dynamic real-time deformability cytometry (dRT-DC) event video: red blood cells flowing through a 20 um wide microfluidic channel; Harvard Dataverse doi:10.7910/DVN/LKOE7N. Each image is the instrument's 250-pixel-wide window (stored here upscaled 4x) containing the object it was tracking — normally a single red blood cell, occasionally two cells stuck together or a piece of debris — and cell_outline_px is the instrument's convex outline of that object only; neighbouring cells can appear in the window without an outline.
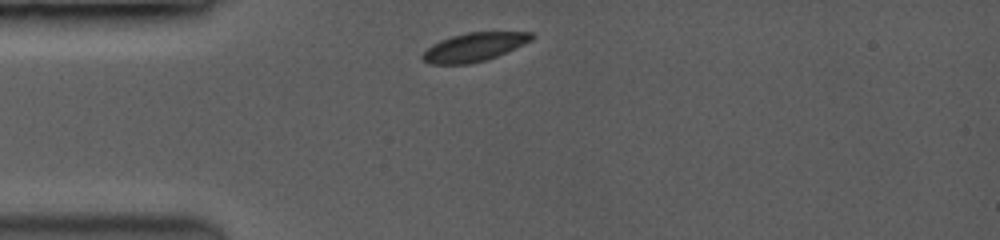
{"species": "common noctule bat (a hibernating species)", "species_latin": "Nyctalus noctula", "temperature_condition": "room temperature", "stored_images_in_passage": 8, "camera_frame_rate_fps": 3500, "um_per_image_px": 0.085, "animal": {"sex": "female", "body_mass_g": 19.0, "forearm_length_mm": 53.3}, "frame": {"image": 1, "passage_image": 1, "time_ms": 0.0, "image_size_px": [1000, 240], "cell_outline_px": [[536, 36], [532, 40], [496, 56], [484, 60], [468, 64], [432, 64], [424, 60], [420, 56], [432, 44], [440, 40], [452, 36], [468, 32], [532, 32]], "centroid_in_image_um": [40.3, 3.99], "position_along_channel_um": 44.7, "area_um2": 17.92}}
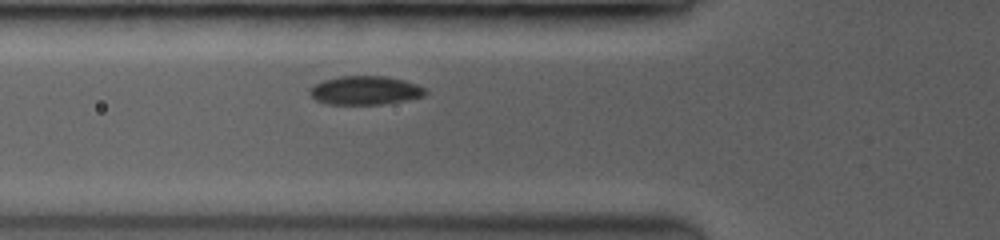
{"frame": {"image": 2, "passage_image": 5, "time_ms": 1.714, "image_size_px": [1000, 240], "cell_outline_px": [[424, 96], [404, 100], [380, 104], [328, 104], [316, 100], [312, 96], [312, 88], [316, 84], [324, 80], [340, 76], [384, 76], [404, 80], [416, 84], [424, 88]], "centroid_in_image_um": [31.04, 7.68], "position_along_channel_um": 94.8, "area_um2": 18.84}}